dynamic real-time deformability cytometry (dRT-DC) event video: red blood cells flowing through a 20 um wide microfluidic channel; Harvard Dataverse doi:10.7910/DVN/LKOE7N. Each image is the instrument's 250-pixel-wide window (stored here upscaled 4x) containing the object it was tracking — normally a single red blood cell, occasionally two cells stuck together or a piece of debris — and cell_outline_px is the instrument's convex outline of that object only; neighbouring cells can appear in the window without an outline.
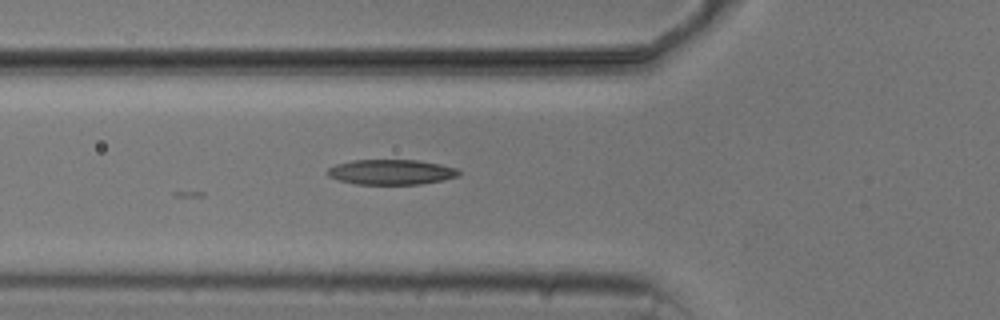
{"species": "common noctule bat (a hibernating species)", "species_latin": "Nyctalus noctula", "temperature_condition": "cold", "stored_images_in_passage": 3, "camera_frame_rate_fps": 3000, "um_per_image_px": 0.085, "animal": {"sex": "male", "body_mass_g": 20.5, "forearm_length_mm": 52.5}, "frame": {"image": 1, "passage_image": 3, "time_ms": 2.333, "image_size_px": [1000, 320], "cell_outline_px": [[460, 176], [444, 180], [420, 184], [356, 184], [340, 180], [328, 176], [324, 172], [328, 168], [336, 164], [352, 160], [420, 160], [440, 164], [456, 168], [460, 172]], "centroid_in_image_um": [33.25, 14.62], "position_along_channel_um": 92.5, "area_um2": 19.36}}